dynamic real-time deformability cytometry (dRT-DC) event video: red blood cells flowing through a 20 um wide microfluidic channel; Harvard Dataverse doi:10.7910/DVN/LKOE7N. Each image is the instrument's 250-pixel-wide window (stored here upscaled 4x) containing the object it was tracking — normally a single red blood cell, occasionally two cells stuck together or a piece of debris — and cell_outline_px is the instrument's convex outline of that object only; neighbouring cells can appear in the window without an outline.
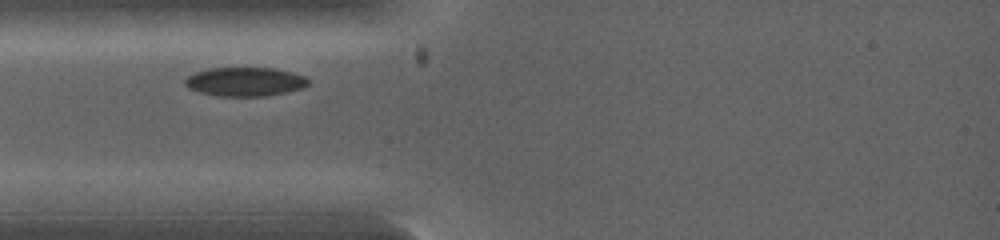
{"species": "common noctule bat (a hibernating species)", "species_latin": "Nyctalus noctula", "temperature_condition": "warm", "stored_images_in_passage": 3, "camera_frame_rate_fps": 5000, "um_per_image_px": 0.085, "animal": {"sex": "female", "body_mass_g": 19.0, "forearm_length_mm": 53.3}, "frame": {"image": 1, "passage_image": 2, "time_ms": 0.6, "image_size_px": [1000, 240], "cell_outline_px": [[308, 84], [304, 88], [268, 96], [220, 96], [200, 92], [188, 88], [184, 84], [184, 80], [188, 76], [196, 72], [212, 68], [276, 68], [292, 72], [304, 76], [308, 80]], "centroid_in_image_um": [20.84, 6.95], "position_along_channel_um": 64.2, "area_um2": 20.75}}
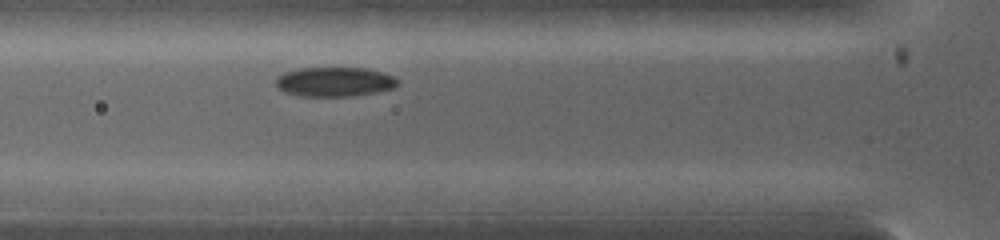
{"frame": {"image": 2, "passage_image": 3, "time_ms": 1.2, "image_size_px": [1000, 240], "cell_outline_px": [[400, 84], [392, 88], [376, 92], [352, 96], [300, 96], [284, 92], [276, 88], [276, 76], [284, 72], [304, 68], [364, 68], [380, 72], [392, 76]], "centroid_in_image_um": [28.38, 6.96], "position_along_channel_um": 97.4, "area_um2": 20.81}}